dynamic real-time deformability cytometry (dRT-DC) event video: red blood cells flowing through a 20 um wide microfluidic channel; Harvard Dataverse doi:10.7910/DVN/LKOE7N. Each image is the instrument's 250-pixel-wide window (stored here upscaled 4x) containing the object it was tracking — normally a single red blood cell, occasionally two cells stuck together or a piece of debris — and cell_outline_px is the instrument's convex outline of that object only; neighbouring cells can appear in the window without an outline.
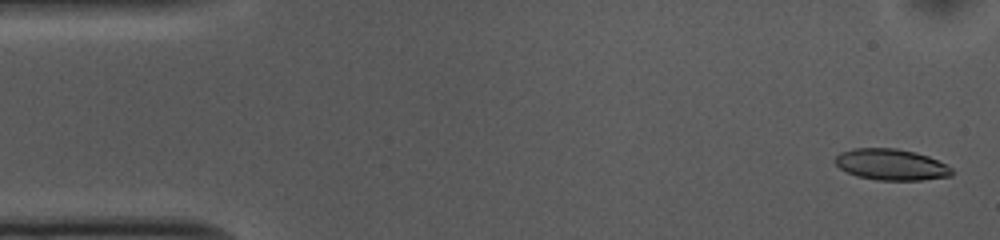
{"species": "common noctule bat (a hibernating species)", "species_latin": "Nyctalus noctula", "temperature_condition": "cold", "stored_images_in_passage": 53, "camera_frame_rate_fps": 3000, "um_per_image_px": 0.085, "animal": {"sex": "female", "body_mass_g": 10.0, "forearm_length_mm": 53.1}, "frame": {"image": 1, "passage_image": 2, "time_ms": 0.333, "image_size_px": [1000, 240], "cell_outline_px": [[952, 176], [920, 180], [876, 180], [856, 176], [840, 168], [836, 164], [836, 156], [840, 152], [852, 148], [896, 148], [916, 152], [928, 156], [952, 168]], "centroid_in_image_um": [75.74, 13.98], "position_along_channel_um": 9.3, "area_um2": 21.15}}
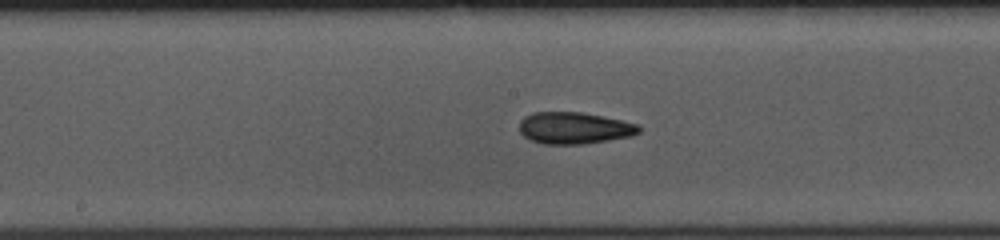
{"frame": {"image": 2, "passage_image": 26, "time_ms": 8.333, "image_size_px": [1000, 240], "cell_outline_px": [[640, 132], [632, 136], [584, 144], [544, 144], [532, 140], [524, 136], [520, 132], [520, 120], [524, 116], [532, 112], [580, 112], [640, 124]], "centroid_in_image_um": [48.81, 10.88], "position_along_channel_um": 199.4, "area_um2": 22.08}}
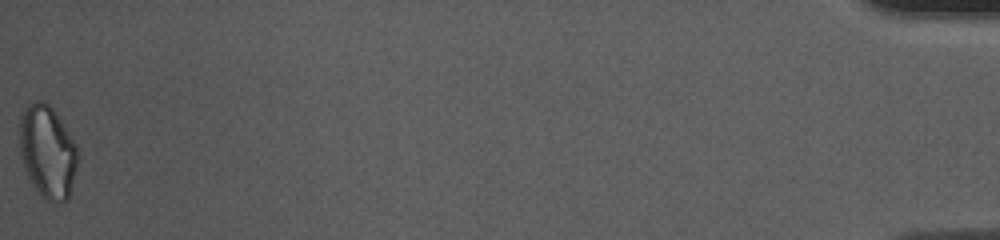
{"frame": {"image": 3, "passage_image": 53, "time_ms": 17.333, "image_size_px": [1000, 240], "cell_outline_px": [[80, 156], [68, 200], [64, 204], [60, 204], [48, 200], [32, 184], [24, 168], [20, 156], [20, 112], [32, 100], [44, 100], [56, 112], [76, 144], [80, 152]], "centroid_in_image_um": [4.06, 12.87], "position_along_channel_um": 431.1, "area_um2": 31.91}, "authors_computed_cell_mechanics": {"area_um2": 22.0218, "velocity_mm_per_s": 3.7273, "shape_relaxation_time_tau1_ms": 6.3663, "shape_relaxation_time_tau2_ms": 3.9462, "deformation_change_tau1": 0.1465, "deformation_change_tau2": 0.1104}}